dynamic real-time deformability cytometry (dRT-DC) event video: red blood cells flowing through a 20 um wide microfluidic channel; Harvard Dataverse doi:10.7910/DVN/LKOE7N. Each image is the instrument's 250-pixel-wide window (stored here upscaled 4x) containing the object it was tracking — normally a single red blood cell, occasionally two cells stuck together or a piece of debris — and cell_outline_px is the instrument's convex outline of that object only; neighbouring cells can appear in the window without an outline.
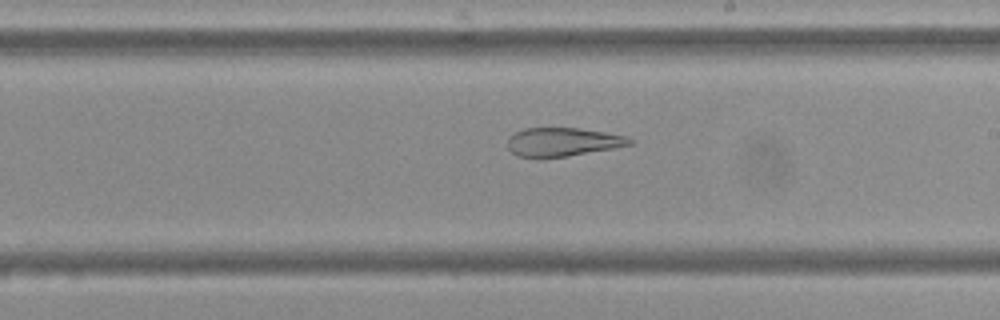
{"species": "Egyptian fruit bat (a non-hibernating species)", "species_latin": "Rousettus aegyptiacus", "temperature_condition": "cold", "stored_images_in_passage": 11, "camera_frame_rate_fps": 3000, "um_per_image_px": 0.085, "frame": {"image": 1, "passage_image": 10, "time_ms": 11.333, "image_size_px": [1000, 320], "cell_outline_px": [[636, 144], [616, 148], [568, 156], [540, 160], [516, 156], [508, 148], [508, 136], [524, 128], [580, 128], [628, 136], [636, 140]], "centroid_in_image_um": [47.86, 12.1], "position_along_channel_um": 241.1, "area_um2": 21.15}}